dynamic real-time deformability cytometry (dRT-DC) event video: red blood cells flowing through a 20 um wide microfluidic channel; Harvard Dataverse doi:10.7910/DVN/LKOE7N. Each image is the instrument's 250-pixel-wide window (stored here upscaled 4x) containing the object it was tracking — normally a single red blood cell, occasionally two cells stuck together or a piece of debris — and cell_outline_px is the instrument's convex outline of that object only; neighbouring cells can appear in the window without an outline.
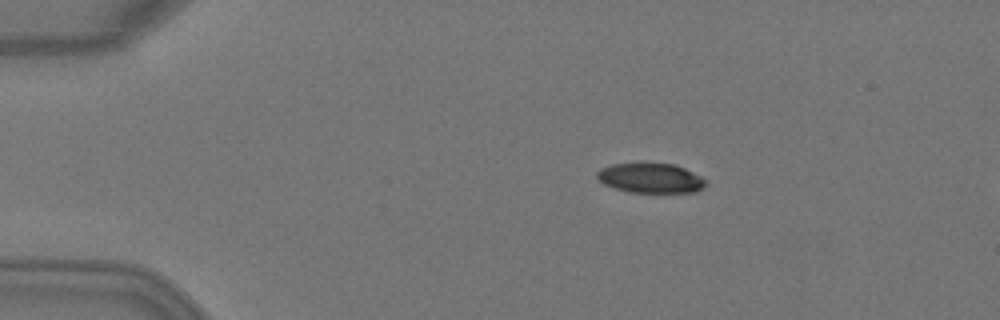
{"species": "Egyptian fruit bat (a non-hibernating species)", "species_latin": "Rousettus aegyptiacus", "temperature_condition": "warm", "stored_images_in_passage": 4, "camera_frame_rate_fps": 3000, "um_per_image_px": 0.085, "animal": {"sex": "female"}, "frame": {"image": 1, "passage_image": 2, "time_ms": 0.333, "image_size_px": [1000, 320], "cell_outline_px": [[708, 184], [704, 188], [696, 192], [628, 192], [612, 188], [604, 184], [596, 176], [596, 172], [600, 168], [612, 164], [676, 164], [708, 180]], "centroid_in_image_um": [55.32, 15.15], "position_along_channel_um": 29.7, "area_um2": 18.9}}